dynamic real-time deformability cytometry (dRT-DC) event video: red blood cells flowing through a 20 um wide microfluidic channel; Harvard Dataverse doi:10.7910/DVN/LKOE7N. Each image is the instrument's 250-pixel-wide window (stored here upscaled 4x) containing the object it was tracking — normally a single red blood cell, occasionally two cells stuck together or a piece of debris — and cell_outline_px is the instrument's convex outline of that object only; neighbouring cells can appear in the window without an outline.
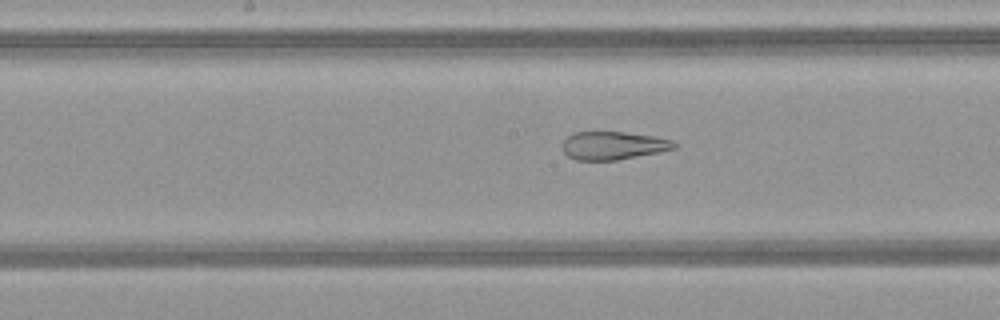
{"species": "common noctule bat (a hibernating species)", "species_latin": "Nyctalus noctula", "temperature_condition": "warm", "stored_images_in_passage": 44, "camera_frame_rate_fps": 3000, "um_per_image_px": 0.085, "animal": {"sex": "female", "body_mass_g": 21.9}, "frame": {"image": 1, "passage_image": 20, "time_ms": 6.333, "image_size_px": [1000, 320], "cell_outline_px": [[676, 148], [660, 152], [616, 160], [576, 160], [568, 156], [560, 148], [560, 144], [572, 132], [624, 132], [652, 136], [672, 140], [676, 144]], "centroid_in_image_um": [52.07, 12.37], "position_along_channel_um": 196.1, "area_um2": 18.38}}
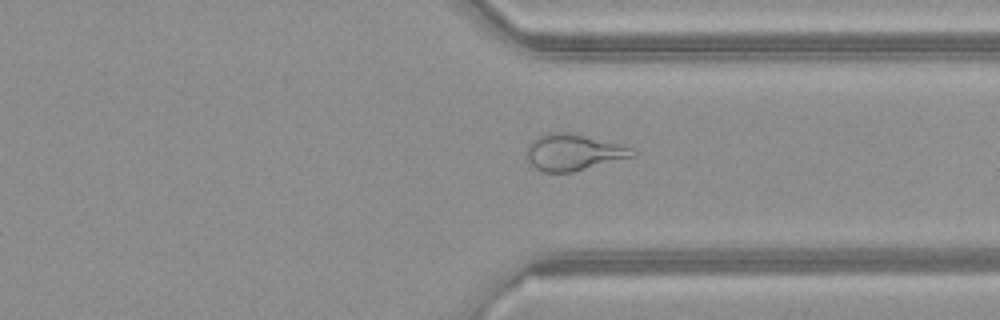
{"frame": {"image": 2, "passage_image": 32, "time_ms": 10.333, "image_size_px": [1000, 320], "cell_outline_px": [[636, 156], [572, 172], [544, 172], [536, 168], [528, 160], [528, 144], [536, 136], [548, 132], [572, 132], [632, 148], [636, 152]], "centroid_in_image_um": [48.74, 12.93], "position_along_channel_um": 362.7, "area_um2": 22.31}}
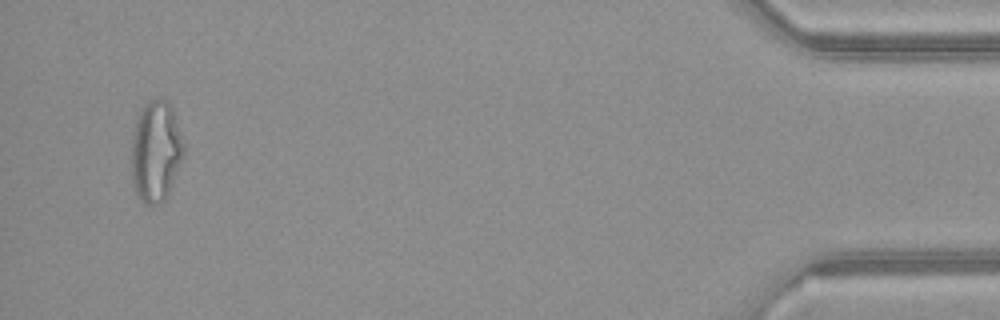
{"frame": {"image": 3, "passage_image": 42, "time_ms": 13.667, "image_size_px": [1000, 320], "cell_outline_px": [[184, 152], [168, 196], [160, 204], [144, 204], [136, 196], [132, 180], [132, 140], [136, 116], [144, 104], [148, 100], [156, 96], [168, 100], [172, 108], [184, 144]], "centroid_in_image_um": [13.23, 12.84], "position_along_channel_um": 422.0, "area_um2": 31.15}, "authors_computed_cell_mechanics": {"area_um2": 25.8944, "velocity_mm_per_s": 4.1744, "shape_relaxation_time_tau1_ms": null, "shape_relaxation_time_tau2_ms": 1.0684, "deformation_change_tau1": null, "deformation_change_tau2": 0.0931}}